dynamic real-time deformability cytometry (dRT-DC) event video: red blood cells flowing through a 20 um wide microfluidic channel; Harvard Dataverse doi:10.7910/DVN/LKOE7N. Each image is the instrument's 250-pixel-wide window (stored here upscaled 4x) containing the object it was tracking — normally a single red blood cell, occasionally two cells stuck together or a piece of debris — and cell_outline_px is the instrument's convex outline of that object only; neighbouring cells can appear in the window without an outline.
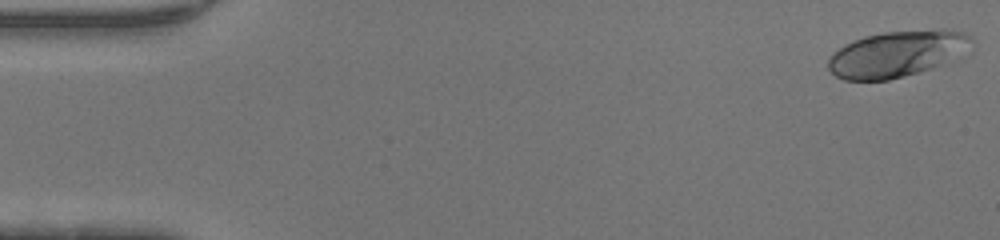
{"species": "human", "species_latin": "Homo sapiens", "temperature_condition": "warm", "stored_images_in_passage": 46, "camera_frame_rate_fps": 3000, "um_per_image_px": 0.085, "donor": {"sex": "male"}, "frame": {"image": 1, "passage_image": 1, "time_ms": 0.0, "image_size_px": [1000, 240], "cell_outline_px": [[972, 52], [932, 68], [888, 80], [844, 80], [836, 76], [828, 68], [828, 60], [844, 44], [864, 36], [884, 32], [940, 28], [944, 28], [964, 32], [972, 36]], "centroid_in_image_um": [76.35, 4.55], "position_along_channel_um": 8.6, "area_um2": 39.02}}
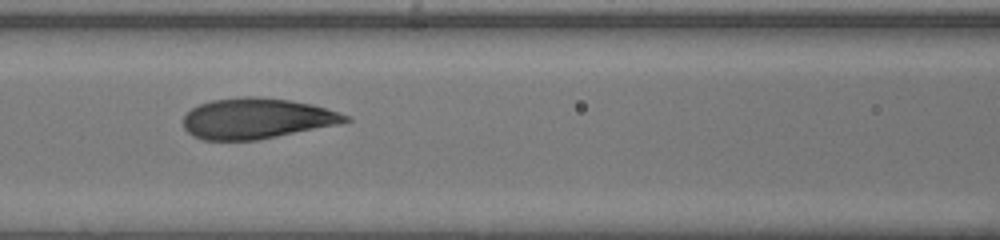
{"frame": {"image": 2, "passage_image": 20, "time_ms": 6.333, "image_size_px": [1000, 240], "cell_outline_px": [[352, 120], [340, 124], [256, 140], [204, 140], [192, 136], [184, 128], [184, 116], [192, 108], [200, 104], [212, 100], [244, 96], [256, 96], [288, 100], [312, 104], [352, 116]], "centroid_in_image_um": [21.84, 10.07], "position_along_channel_um": 144.8, "area_um2": 38.32}}
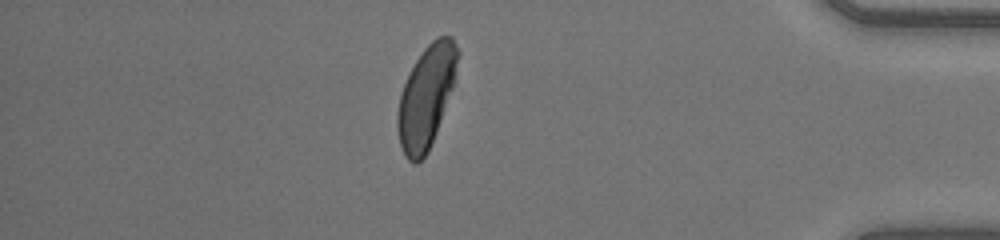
{"frame": {"image": 3, "passage_image": 40, "time_ms": 13.0, "image_size_px": [1000, 240], "cell_outline_px": [[460, 52], [452, 88], [436, 132], [428, 152], [416, 164], [412, 164], [404, 156], [400, 144], [396, 128], [396, 116], [400, 92], [416, 60], [424, 48], [436, 36], [452, 36]], "centroid_in_image_um": [36.21, 8.23], "position_along_channel_um": 399.0, "area_um2": 35.66}}